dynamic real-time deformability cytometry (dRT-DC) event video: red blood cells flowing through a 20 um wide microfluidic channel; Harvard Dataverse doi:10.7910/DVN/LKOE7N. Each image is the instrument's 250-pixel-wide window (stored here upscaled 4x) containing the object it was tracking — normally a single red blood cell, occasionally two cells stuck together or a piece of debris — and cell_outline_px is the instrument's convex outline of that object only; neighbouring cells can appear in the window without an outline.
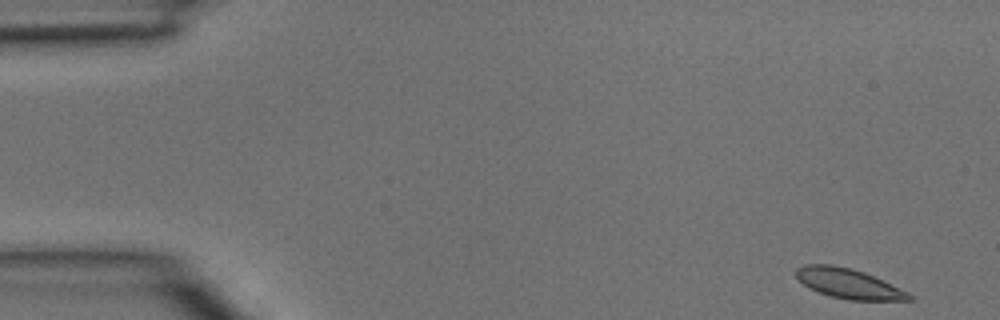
{"species": "common noctule bat (a hibernating species)", "species_latin": "Nyctalus noctula", "temperature_condition": "room temperature", "stored_images_in_passage": 39, "camera_frame_rate_fps": 3000, "um_per_image_px": 0.085, "animal": {"sex": "male", "body_mass_g": 15.6}, "frame": {"image": 1, "passage_image": 1, "time_ms": 0.0, "image_size_px": [1000, 320], "cell_outline_px": [[916, 296], [912, 300], [848, 300], [828, 296], [808, 288], [796, 276], [796, 268], [804, 264], [832, 264], [852, 268], [864, 272], [908, 292]], "centroid_in_image_um": [72.12, 24.1], "position_along_channel_um": 12.9, "area_um2": 19.77}}
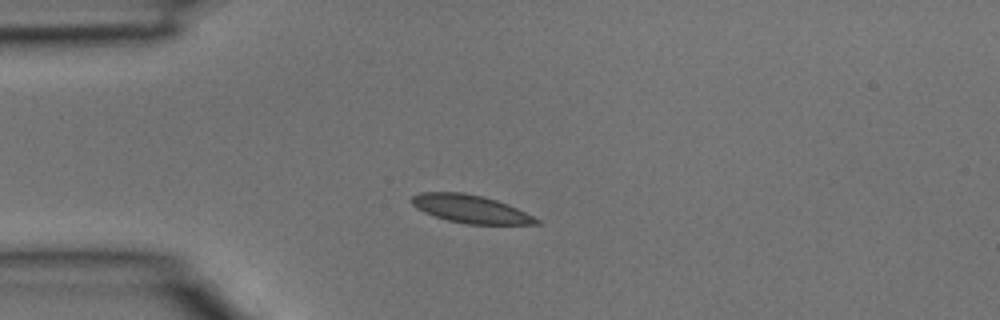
{"frame": {"image": 2, "passage_image": 9, "time_ms": 2.667, "image_size_px": [1000, 320], "cell_outline_px": [[540, 224], [468, 224], [448, 220], [424, 212], [416, 208], [408, 200], [412, 196], [420, 192], [464, 192], [496, 200], [508, 204], [540, 220]], "centroid_in_image_um": [39.95, 17.75], "position_along_channel_um": 45.1, "area_um2": 20.17}}
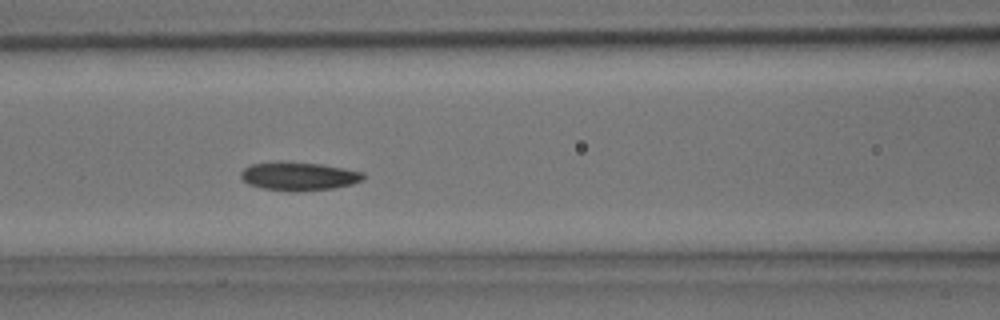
{"frame": {"image": 3, "passage_image": 16, "time_ms": 5.0, "image_size_px": [1000, 320], "cell_outline_px": [[364, 180], [352, 184], [332, 188], [292, 192], [264, 188], [248, 184], [240, 176], [240, 172], [244, 168], [252, 164], [320, 164], [344, 168], [364, 172]], "centroid_in_image_um": [25.45, 15.02], "position_along_channel_um": 141.2, "area_um2": 19.48}}